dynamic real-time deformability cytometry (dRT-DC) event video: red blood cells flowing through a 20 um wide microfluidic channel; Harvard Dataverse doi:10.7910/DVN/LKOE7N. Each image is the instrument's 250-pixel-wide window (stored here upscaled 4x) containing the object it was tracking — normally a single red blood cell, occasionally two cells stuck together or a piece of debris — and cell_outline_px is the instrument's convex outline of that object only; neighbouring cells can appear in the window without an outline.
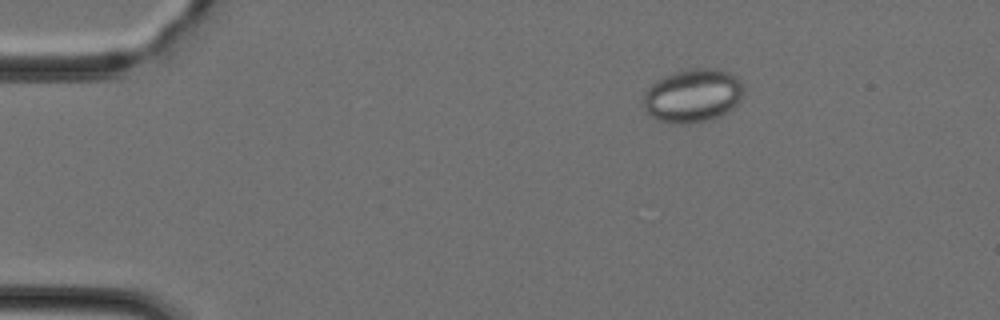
{"species": "Egyptian fruit bat (a non-hibernating species)", "species_latin": "Rousettus aegyptiacus", "temperature_condition": "cold", "stored_images_in_passage": 18, "camera_frame_rate_fps": 3000, "um_per_image_px": 0.085, "animal": {"sex": "female"}, "frame": {"image": 1, "passage_image": 1, "time_ms": 0.0, "image_size_px": [1000, 320], "cell_outline_px": [[744, 88], [740, 100], [728, 112], [720, 116], [688, 124], [676, 124], [656, 120], [644, 108], [644, 92], [656, 80], [664, 76], [688, 68], [720, 68], [736, 76], [744, 84]], "centroid_in_image_um": [58.9, 8.11], "position_along_channel_um": 26.1, "area_um2": 31.39}}
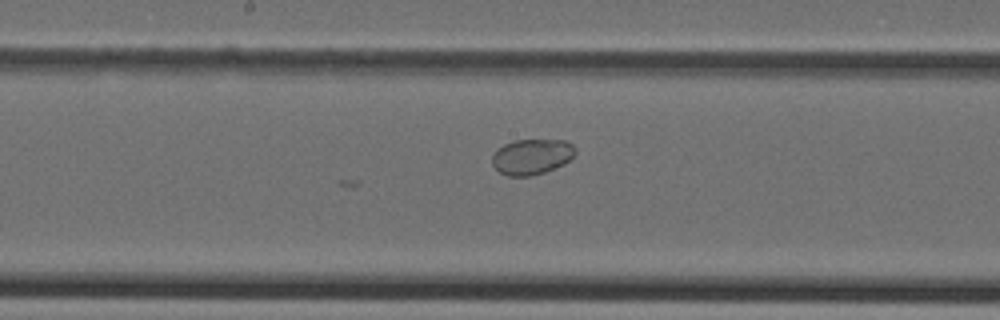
{"frame": {"image": 2, "passage_image": 18, "time_ms": 5.667, "image_size_px": [1000, 320], "cell_outline_px": [[576, 152], [564, 164], [544, 172], [532, 176], [508, 176], [500, 172], [492, 164], [492, 156], [496, 148], [504, 144], [516, 140], [564, 140], [572, 144], [576, 148]], "centroid_in_image_um": [45.18, 13.31], "position_along_channel_um": 203.0, "area_um2": 17.22}}